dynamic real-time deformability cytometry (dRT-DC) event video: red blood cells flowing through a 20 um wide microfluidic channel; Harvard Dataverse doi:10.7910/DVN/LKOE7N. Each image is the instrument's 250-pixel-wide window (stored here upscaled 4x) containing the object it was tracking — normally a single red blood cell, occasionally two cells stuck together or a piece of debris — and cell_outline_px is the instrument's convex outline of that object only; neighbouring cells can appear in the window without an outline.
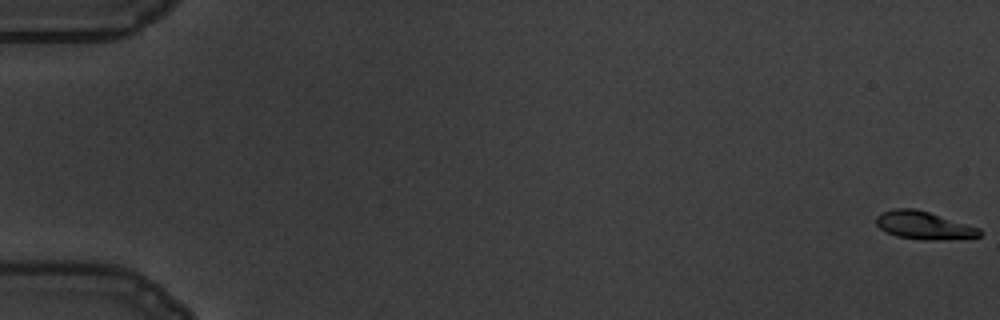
{"species": "common noctule bat (a hibernating species)", "species_latin": "Nyctalus noctula", "temperature_condition": "warm", "stored_images_in_passage": 60, "camera_frame_rate_fps": 3000, "um_per_image_px": 0.085, "animal": {"sex": "male", "body_mass_g": 19.5, "forearm_length_mm": 54.6}, "frame": {"image": 1, "passage_image": 1, "time_ms": 0.0, "image_size_px": [1000, 320], "cell_outline_px": [[980, 236], [932, 240], [924, 240], [896, 236], [880, 228], [876, 224], [876, 216], [892, 208], [912, 208], [928, 212], [980, 228]], "centroid_in_image_um": [78.48, 19.14], "position_along_channel_um": 6.5, "area_um2": 16.42}}
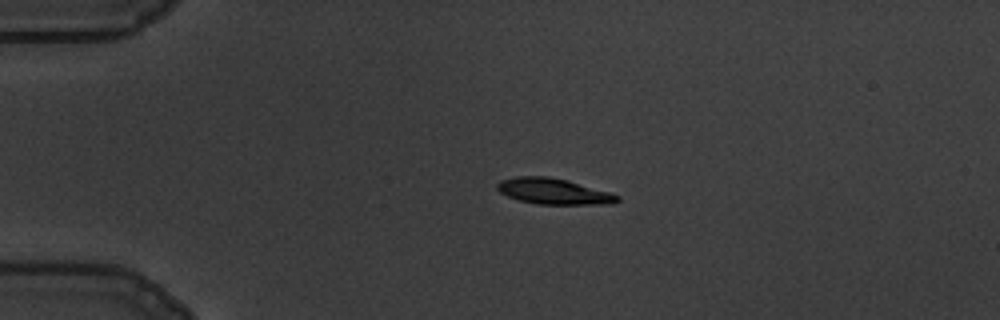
{"frame": {"image": 2, "passage_image": 15, "time_ms": 4.667, "image_size_px": [1000, 320], "cell_outline_px": [[620, 200], [612, 204], [536, 204], [520, 200], [508, 196], [500, 192], [496, 188], [496, 184], [500, 180], [516, 176], [548, 176], [568, 180], [608, 192], [620, 196]], "centroid_in_image_um": [47.03, 16.26], "position_along_channel_um": 38.0, "area_um2": 18.09}}
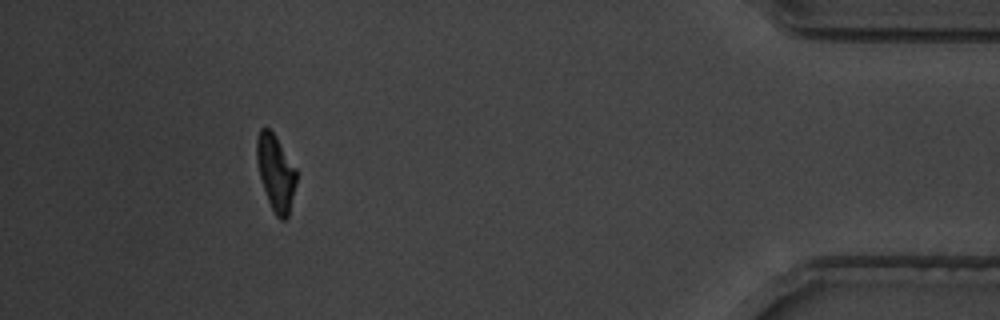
{"frame": {"image": 3, "passage_image": 55, "time_ms": 18.0, "image_size_px": [1000, 320], "cell_outline_px": [[296, 184], [288, 216], [284, 220], [280, 220], [276, 216], [268, 200], [260, 176], [256, 160], [256, 140], [260, 128], [268, 128], [276, 136], [296, 168]], "centroid_in_image_um": [23.43, 14.66], "position_along_channel_um": 411.8, "area_um2": 17.4}, "authors_computed_cell_mechanics": {"area_um2": 17.918, "velocity_mm_per_s": 3.5121, "shape_relaxation_time_tau1_ms": 2.0683, "shape_relaxation_time_tau2_ms": 1.9226, "deformation_change_tau1": 0.1926, "deformation_change_tau2": 0.0795}}